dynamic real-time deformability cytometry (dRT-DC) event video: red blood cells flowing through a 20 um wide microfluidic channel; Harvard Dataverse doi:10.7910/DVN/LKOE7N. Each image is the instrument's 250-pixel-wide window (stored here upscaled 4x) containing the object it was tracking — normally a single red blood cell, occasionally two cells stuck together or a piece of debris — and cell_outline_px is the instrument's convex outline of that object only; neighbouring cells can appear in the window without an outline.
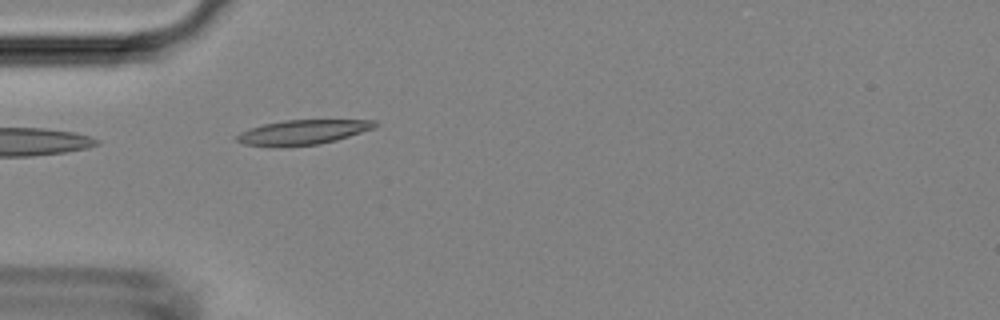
{"species": "Egyptian fruit bat (a non-hibernating species)", "species_latin": "Rousettus aegyptiacus", "temperature_condition": "room temperature", "stored_images_in_passage": 3, "camera_frame_rate_fps": 3000, "um_per_image_px": 0.085, "animal": {"sex": "female"}, "frame": {"image": 1, "passage_image": 3, "time_ms": 4.0, "image_size_px": [1000, 320], "cell_outline_px": [[380, 124], [372, 128], [336, 140], [320, 144], [288, 148], [276, 148], [244, 144], [236, 140], [236, 136], [240, 132], [264, 124], [284, 120], [376, 120]], "centroid_in_image_um": [25.7, 11.26], "position_along_channel_um": 59.3, "area_um2": 20.11}}